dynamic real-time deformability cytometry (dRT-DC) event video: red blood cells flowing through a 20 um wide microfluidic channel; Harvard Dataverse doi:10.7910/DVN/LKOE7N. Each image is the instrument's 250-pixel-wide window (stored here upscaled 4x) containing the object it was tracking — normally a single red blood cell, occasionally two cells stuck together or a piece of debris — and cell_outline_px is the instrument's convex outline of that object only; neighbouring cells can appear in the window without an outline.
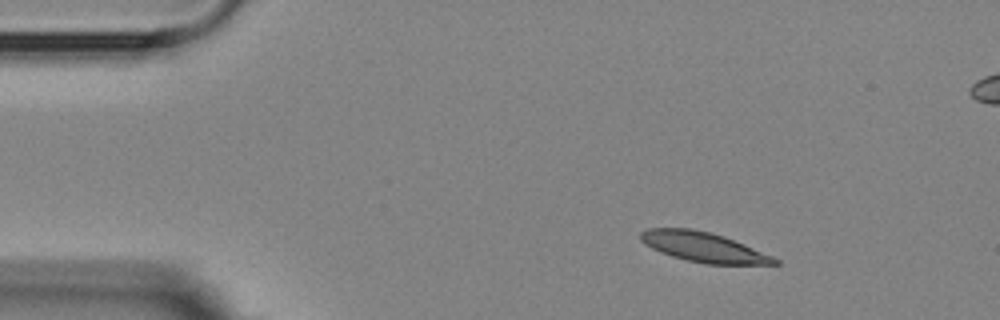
{"species": "Egyptian fruit bat (a non-hibernating species)", "species_latin": "Rousettus aegyptiacus", "temperature_condition": "room temperature", "stored_images_in_passage": 6, "camera_frame_rate_fps": 3000, "um_per_image_px": 0.085, "animal": {"sex": "female"}, "frame": {"image": 1, "passage_image": 3, "time_ms": 2.333, "image_size_px": [1000, 320], "cell_outline_px": [[780, 264], [704, 264], [672, 256], [660, 252], [644, 244], [640, 240], [640, 232], [648, 228], [692, 228], [712, 232], [724, 236], [744, 244], [772, 256], [780, 260]], "centroid_in_image_um": [59.78, 20.99], "position_along_channel_um": 25.2, "area_um2": 23.29}}